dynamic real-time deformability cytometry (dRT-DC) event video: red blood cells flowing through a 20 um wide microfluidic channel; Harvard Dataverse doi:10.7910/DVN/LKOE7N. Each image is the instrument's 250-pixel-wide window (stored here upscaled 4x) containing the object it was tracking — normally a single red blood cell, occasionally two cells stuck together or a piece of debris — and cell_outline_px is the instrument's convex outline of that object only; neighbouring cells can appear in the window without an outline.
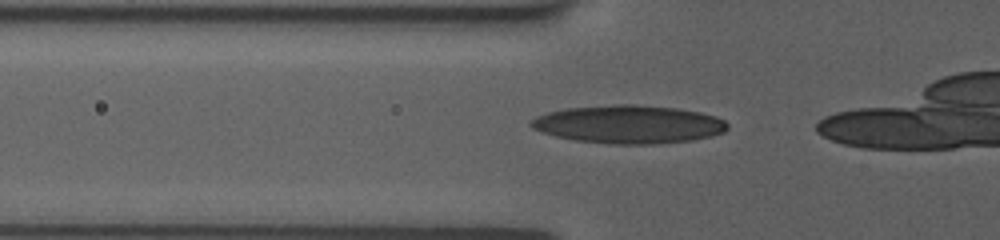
{"species": "human", "species_latin": "Homo sapiens", "temperature_condition": "room temperature", "stored_images_in_passage": 7, "camera_frame_rate_fps": 3000, "um_per_image_px": 0.085, "donor": {"sex": "female"}, "frame": {"image": 1, "passage_image": 2, "time_ms": 0.333, "image_size_px": [1000, 240], "cell_outline_px": [[728, 128], [724, 132], [712, 136], [692, 140], [652, 144], [612, 144], [576, 140], [556, 136], [540, 132], [532, 128], [528, 124], [536, 116], [548, 112], [564, 108], [616, 104], [636, 104], [676, 108], [700, 112], [716, 116], [724, 120], [728, 124]], "centroid_in_image_um": [53.44, 10.56], "position_along_channel_um": 72.4, "area_um2": 43.87}}
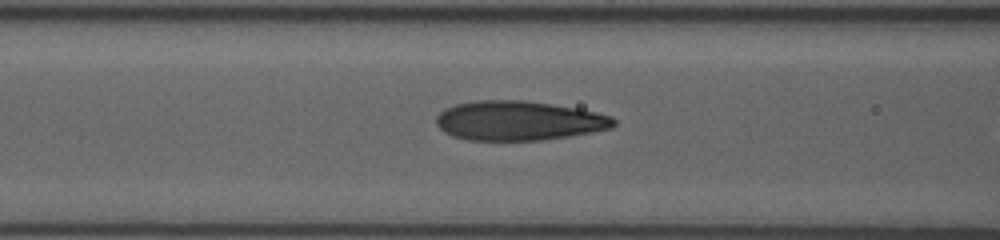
{"frame": {"image": 2, "passage_image": 5, "time_ms": 1.667, "image_size_px": [1000, 240], "cell_outline_px": [[616, 124], [612, 128], [592, 132], [568, 136], [540, 140], [468, 140], [452, 136], [444, 132], [436, 124], [436, 116], [444, 108], [456, 104], [480, 100], [524, 100], [576, 108], [596, 112], [612, 116], [616, 120]], "centroid_in_image_um": [44.08, 10.26], "position_along_channel_um": 122.5, "area_um2": 40.81}}